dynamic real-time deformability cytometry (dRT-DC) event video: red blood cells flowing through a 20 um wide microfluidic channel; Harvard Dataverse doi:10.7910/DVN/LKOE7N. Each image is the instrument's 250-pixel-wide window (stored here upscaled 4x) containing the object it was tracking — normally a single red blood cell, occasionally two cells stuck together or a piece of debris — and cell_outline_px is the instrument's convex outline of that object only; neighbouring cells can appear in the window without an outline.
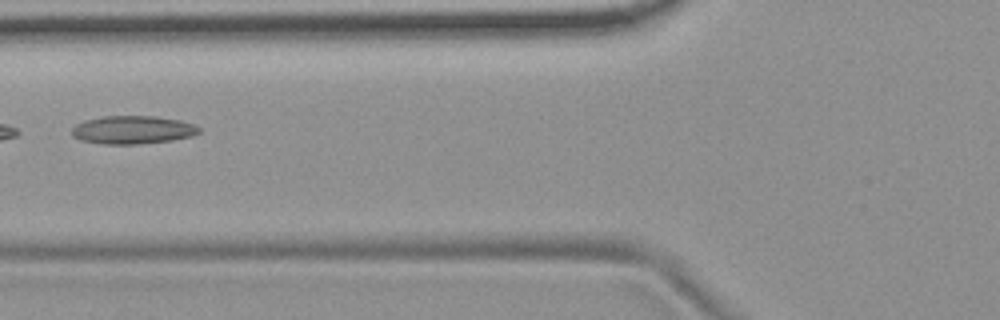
{"species": "common noctule bat (a hibernating species)", "species_latin": "Nyctalus noctula", "temperature_condition": "room temperature", "stored_images_in_passage": 3, "camera_frame_rate_fps": 3000, "um_per_image_px": 0.085, "animal": {"sex": "female", "body_mass_g": 19.9}, "frame": {"image": 1, "passage_image": 2, "time_ms": 1.333, "image_size_px": [1000, 320], "cell_outline_px": [[200, 132], [192, 136], [172, 140], [136, 144], [104, 144], [80, 140], [72, 136], [72, 128], [76, 124], [84, 120], [104, 116], [156, 116], [180, 120], [192, 124], [200, 128]], "centroid_in_image_um": [11.26, 11.03], "position_along_channel_um": 114.5, "area_um2": 20.87}}
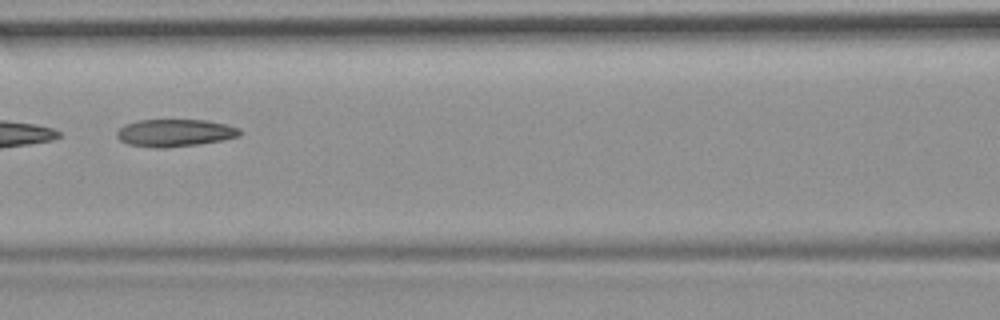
{"frame": {"image": 2, "passage_image": 3, "time_ms": 2.333, "image_size_px": [1000, 320], "cell_outline_px": [[240, 136], [200, 144], [164, 148], [156, 148], [128, 144], [120, 140], [116, 136], [116, 132], [124, 124], [140, 120], [208, 120], [228, 124], [240, 128]], "centroid_in_image_um": [14.87, 11.29], "position_along_channel_um": 151.7, "area_um2": 19.71}}